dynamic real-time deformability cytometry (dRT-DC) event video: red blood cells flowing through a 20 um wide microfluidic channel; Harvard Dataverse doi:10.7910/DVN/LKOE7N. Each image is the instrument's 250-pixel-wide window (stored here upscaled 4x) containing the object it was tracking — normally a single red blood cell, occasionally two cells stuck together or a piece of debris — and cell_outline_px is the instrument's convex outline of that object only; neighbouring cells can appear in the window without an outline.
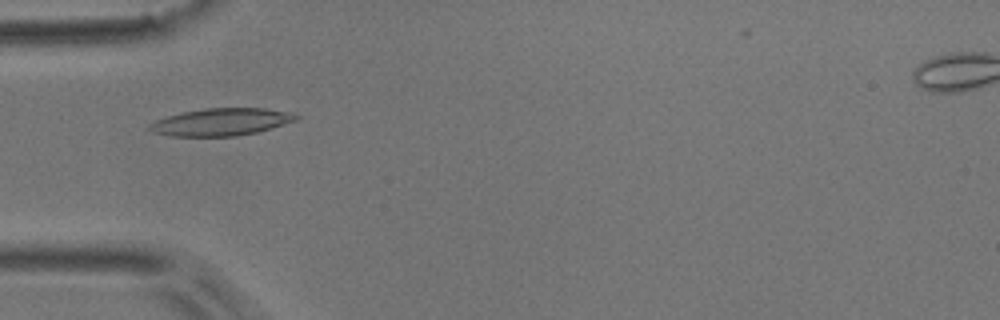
{"species": "common noctule bat (a hibernating species)", "species_latin": "Nyctalus noctula", "temperature_condition": "room temperature", "stored_images_in_passage": 54, "camera_frame_rate_fps": 3000, "um_per_image_px": 0.085, "animal": {"sex": "male", "body_mass_g": 17.9}, "frame": {"image": 1, "passage_image": 17, "time_ms": 5.333, "image_size_px": [1000, 320], "cell_outline_px": [[300, 116], [296, 120], [272, 128], [256, 132], [236, 136], [172, 136], [152, 132], [148, 128], [148, 124], [156, 120], [180, 112], [204, 108], [264, 108], [288, 112]], "centroid_in_image_um": [18.77, 10.36], "position_along_channel_um": 66.2, "area_um2": 23.29}}
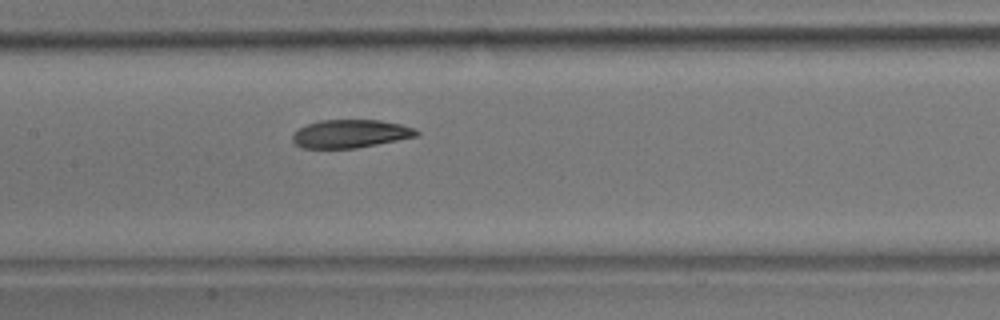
{"frame": {"image": 2, "passage_image": 26, "time_ms": 8.333, "image_size_px": [1000, 320], "cell_outline_px": [[420, 132], [416, 136], [356, 148], [300, 148], [292, 140], [292, 132], [308, 124], [320, 120], [380, 120], [400, 124], [412, 128]], "centroid_in_image_um": [29.73, 11.37], "position_along_channel_um": 177.7, "area_um2": 20.17}}
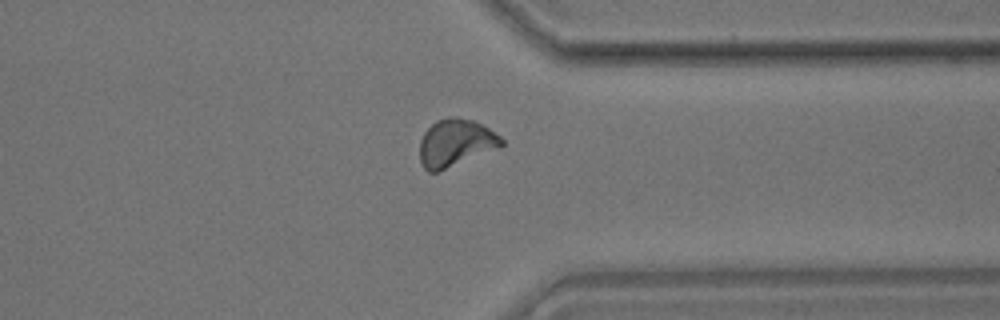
{"frame": {"image": 3, "passage_image": 42, "time_ms": 13.667, "image_size_px": [1000, 320], "cell_outline_px": [[504, 144], [500, 148], [436, 172], [428, 172], [420, 164], [420, 140], [424, 132], [436, 120], [448, 116], [456, 116], [472, 120], [488, 128], [500, 136], [504, 140]], "centroid_in_image_um": [38.72, 12.14], "position_along_channel_um": 372.7, "area_um2": 22.66}, "authors_computed_cell_mechanics": {"area_um2": 21.5594, "velocity_mm_per_s": 3.7063, "shape_relaxation_time_tau1_ms": 4.8533, "shape_relaxation_time_tau2_ms": 3.5736, "deformation_change_tau1": 0.1455, "deformation_change_tau2": 0.0864}}